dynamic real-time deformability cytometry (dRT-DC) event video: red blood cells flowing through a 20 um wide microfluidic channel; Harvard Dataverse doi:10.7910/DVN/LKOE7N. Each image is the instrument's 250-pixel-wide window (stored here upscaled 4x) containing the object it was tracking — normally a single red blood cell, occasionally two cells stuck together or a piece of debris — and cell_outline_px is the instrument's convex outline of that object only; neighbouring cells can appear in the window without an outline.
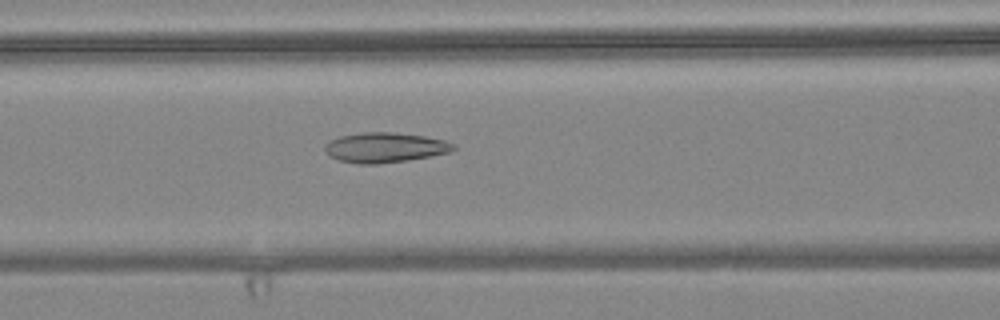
{"species": "common noctule bat (a hibernating species)", "species_latin": "Nyctalus noctula", "temperature_condition": "warm", "stored_images_in_passage": 48, "camera_frame_rate_fps": 3000, "um_per_image_px": 0.085, "animal": {"sex": "female", "body_mass_g": 24.6, "forearm_length_mm": 56.2}, "frame": {"image": 1, "passage_image": 15, "time_ms": 4.667, "image_size_px": [1000, 320], "cell_outline_px": [[456, 148], [452, 152], [408, 160], [376, 164], [356, 164], [340, 160], [328, 156], [324, 152], [324, 148], [332, 140], [340, 136], [364, 132], [392, 132], [424, 136], [444, 140], [456, 144]], "centroid_in_image_um": [32.74, 12.54], "position_along_channel_um": 133.9, "area_um2": 22.48}}
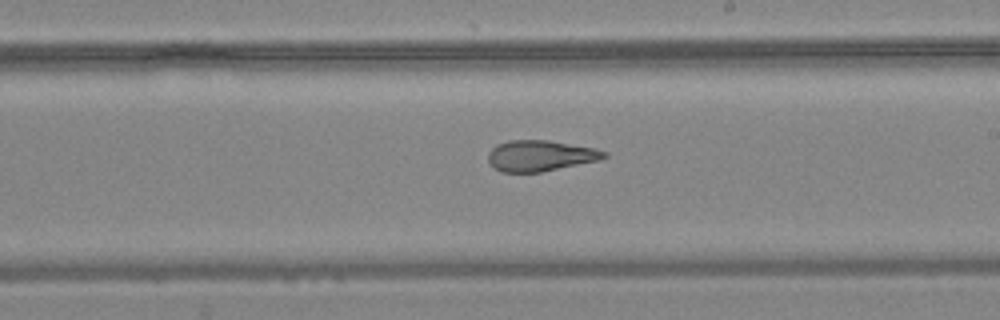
{"frame": {"image": 2, "passage_image": 24, "time_ms": 7.667, "image_size_px": [1000, 320], "cell_outline_px": [[608, 156], [600, 160], [540, 172], [500, 172], [488, 160], [488, 152], [496, 144], [508, 140], [548, 140], [592, 148], [608, 152]], "centroid_in_image_um": [45.91, 13.23], "position_along_channel_um": 243.1, "area_um2": 20.75}}
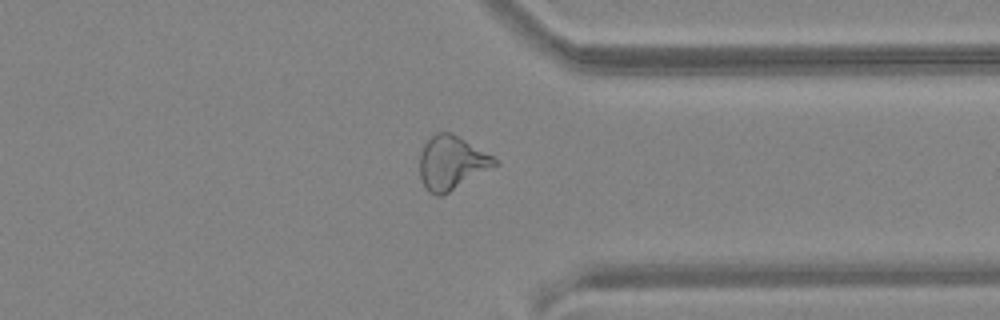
{"frame": {"image": 3, "passage_image": 35, "time_ms": 11.333, "image_size_px": [1000, 320], "cell_outline_px": [[500, 164], [448, 192], [440, 196], [436, 196], [428, 192], [424, 188], [420, 176], [420, 156], [424, 144], [436, 132], [448, 132], [464, 140], [500, 160]], "centroid_in_image_um": [38.39, 13.86], "position_along_channel_um": 373.0, "area_um2": 23.24}, "authors_computed_cell_mechanics": {"area_um2": 23.3801, "velocity_mm_per_s": 3.65, "shape_relaxation_time_tau1_ms": null, "shape_relaxation_time_tau2_ms": 2.4505, "deformation_change_tau1": null, "deformation_change_tau2": 0.1074}}